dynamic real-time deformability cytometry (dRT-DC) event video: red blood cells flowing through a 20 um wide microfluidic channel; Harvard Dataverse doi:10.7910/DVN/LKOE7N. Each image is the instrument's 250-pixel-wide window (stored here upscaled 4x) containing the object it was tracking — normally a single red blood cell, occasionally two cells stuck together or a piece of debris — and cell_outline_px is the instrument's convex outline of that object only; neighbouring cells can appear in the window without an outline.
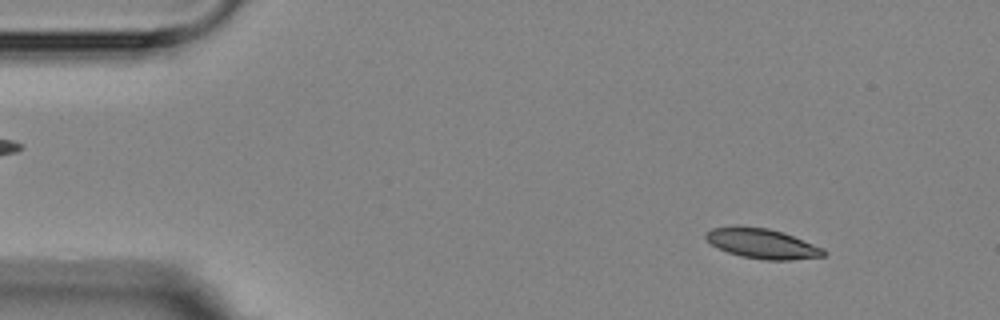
{"species": "Egyptian fruit bat (a non-hibernating species)", "species_latin": "Rousettus aegyptiacus", "temperature_condition": "room temperature", "stored_images_in_passage": 3, "camera_frame_rate_fps": 3000, "um_per_image_px": 0.085, "animal": {"sex": "female"}, "frame": {"image": 1, "passage_image": 1, "time_ms": 0.0, "image_size_px": [1000, 320], "cell_outline_px": [[828, 252], [824, 256], [792, 260], [764, 260], [740, 256], [728, 252], [712, 244], [704, 236], [704, 232], [712, 228], [736, 224], [768, 228], [792, 236], [824, 248]], "centroid_in_image_um": [64.76, 20.69], "position_along_channel_um": 20.2, "area_um2": 20.75}}
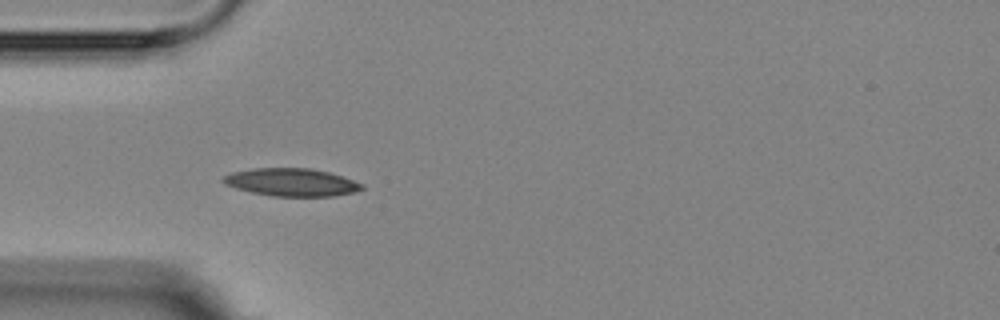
{"frame": {"image": 2, "passage_image": 3, "time_ms": 3.333, "image_size_px": [1000, 320], "cell_outline_px": [[364, 188], [356, 192], [332, 196], [272, 196], [252, 192], [236, 188], [224, 184], [220, 180], [224, 176], [232, 172], [252, 168], [312, 168], [328, 172], [364, 184]], "centroid_in_image_um": [24.76, 15.49], "position_along_channel_um": 60.2, "area_um2": 22.43}}